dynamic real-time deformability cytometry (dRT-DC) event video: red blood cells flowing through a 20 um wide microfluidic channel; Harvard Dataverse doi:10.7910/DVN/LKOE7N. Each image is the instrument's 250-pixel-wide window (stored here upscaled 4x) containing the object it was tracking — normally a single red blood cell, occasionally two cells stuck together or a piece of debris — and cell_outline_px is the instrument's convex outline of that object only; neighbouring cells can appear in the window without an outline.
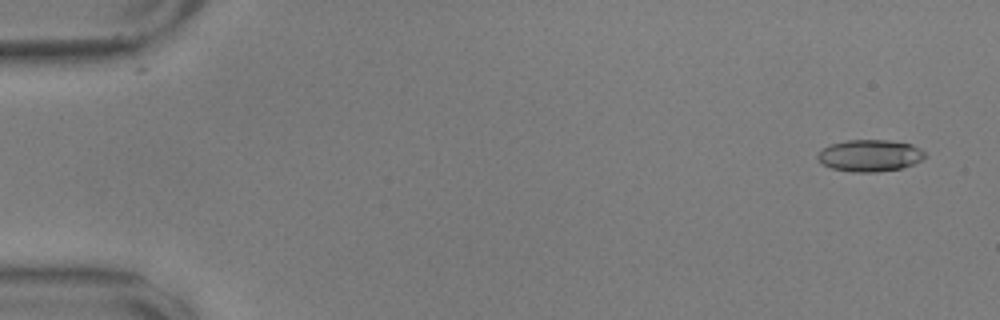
{"species": "common noctule bat (a hibernating species)", "species_latin": "Nyctalus noctula", "temperature_condition": "warm", "stored_images_in_passage": 57, "camera_frame_rate_fps": 3000, "um_per_image_px": 0.085, "animal": {"sex": "male", "body_mass_g": 17.9, "forearm_length_mm": 54.2}, "frame": {"image": 1, "passage_image": 3, "time_ms": 0.667, "image_size_px": [1000, 320], "cell_outline_px": [[928, 156], [912, 164], [900, 168], [876, 172], [852, 172], [832, 168], [824, 164], [816, 156], [824, 148], [832, 144], [848, 140], [888, 140], [912, 144], [920, 148]], "centroid_in_image_um": [73.97, 13.22], "position_along_channel_um": 11.0, "area_um2": 19.65}}
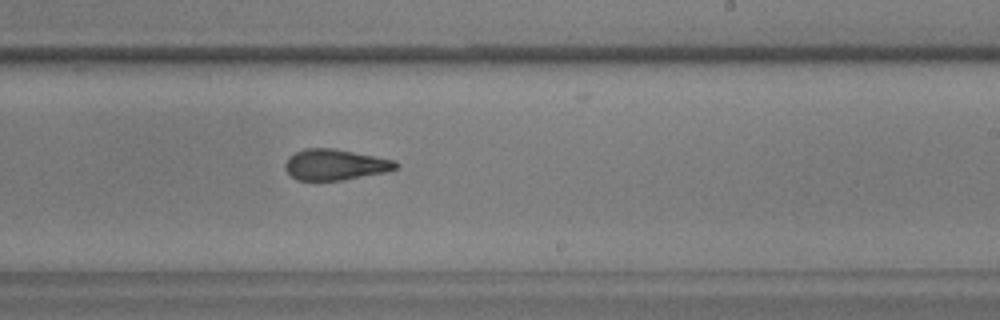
{"frame": {"image": 2, "passage_image": 35, "time_ms": 11.333, "image_size_px": [1000, 320], "cell_outline_px": [[400, 164], [396, 168], [384, 172], [340, 180], [296, 180], [284, 168], [284, 164], [288, 156], [304, 148], [336, 148], [396, 160]], "centroid_in_image_um": [28.47, 13.97], "position_along_channel_um": 260.5, "area_um2": 19.94}}
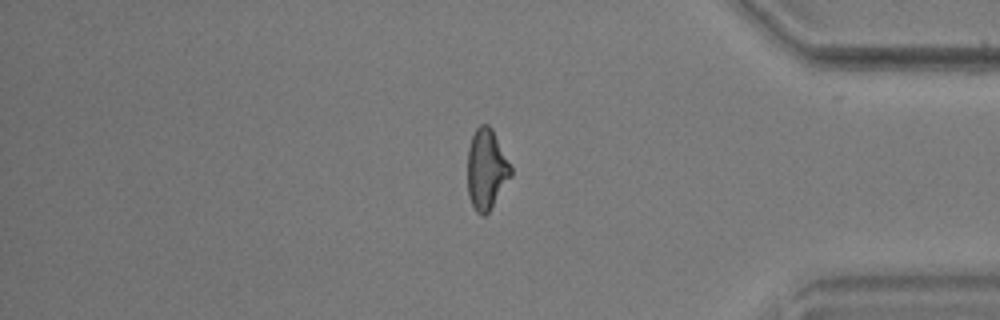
{"frame": {"image": 3, "passage_image": 48, "time_ms": 15.667, "image_size_px": [1000, 320], "cell_outline_px": [[512, 176], [488, 212], [484, 216], [480, 216], [476, 212], [468, 196], [468, 148], [472, 136], [476, 128], [480, 124], [488, 124], [492, 128], [512, 168]], "centroid_in_image_um": [41.34, 14.39], "position_along_channel_um": 393.9, "area_um2": 20.29}, "authors_computed_cell_mechanics": {"area_um2": 20.3456, "velocity_mm_per_s": 3.5972, "shape_relaxation_time_tau1_ms": null, "shape_relaxation_time_tau2_ms": 2.0763, "deformation_change_tau1": null, "deformation_change_tau2": 0.1031}}